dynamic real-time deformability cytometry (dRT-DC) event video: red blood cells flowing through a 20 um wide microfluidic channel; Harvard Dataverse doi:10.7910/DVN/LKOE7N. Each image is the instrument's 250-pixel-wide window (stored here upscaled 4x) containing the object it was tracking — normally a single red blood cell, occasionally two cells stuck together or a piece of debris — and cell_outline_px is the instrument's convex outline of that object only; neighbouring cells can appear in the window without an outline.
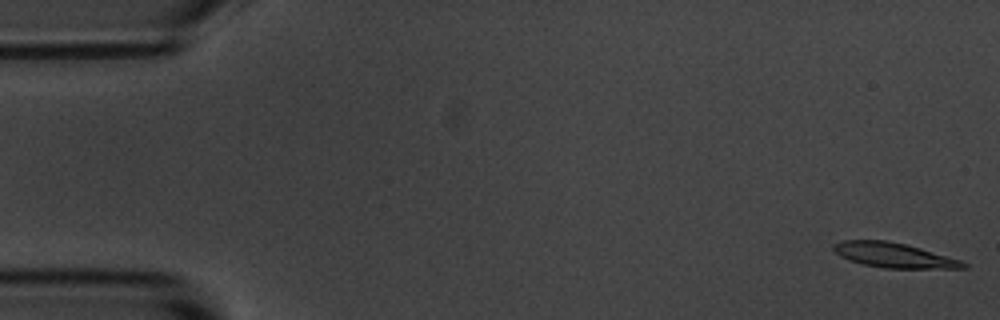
{"species": "common noctule bat (a hibernating species)", "species_latin": "Nyctalus noctula", "temperature_condition": "room temperature", "stored_images_in_passage": 55, "segment_of_instrument_passage": [1, 2], "camera_frame_rate_fps": 3000, "um_per_image_px": 0.085, "animal": {"sex": "male", "body_mass_g": 20.1, "forearm_length_mm": 53.5}, "frame": {"image": 1, "passage_image": 1, "time_ms": 0.0, "image_size_px": [1000, 320], "cell_outline_px": [[968, 268], [884, 268], [864, 264], [848, 260], [840, 256], [832, 248], [832, 244], [844, 240], [888, 240], [920, 248], [960, 260], [968, 264]], "centroid_in_image_um": [75.95, 21.69], "position_along_channel_um": 9.1, "area_um2": 18.61}}
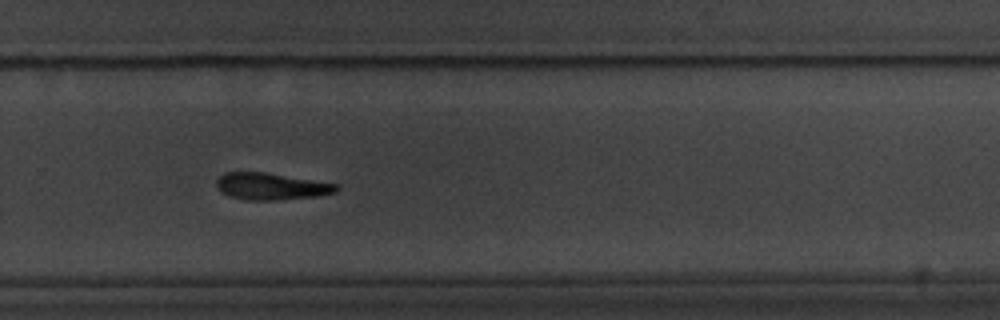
{"frame": {"image": 2, "passage_image": 36, "time_ms": 11.667, "image_size_px": [1000, 320], "cell_outline_px": [[340, 188], [336, 192], [320, 196], [276, 200], [248, 200], [228, 196], [220, 192], [216, 188], [216, 180], [224, 172], [264, 172], [340, 184]], "centroid_in_image_um": [23.06, 15.84], "position_along_channel_um": 306.7, "area_um2": 19.02}}
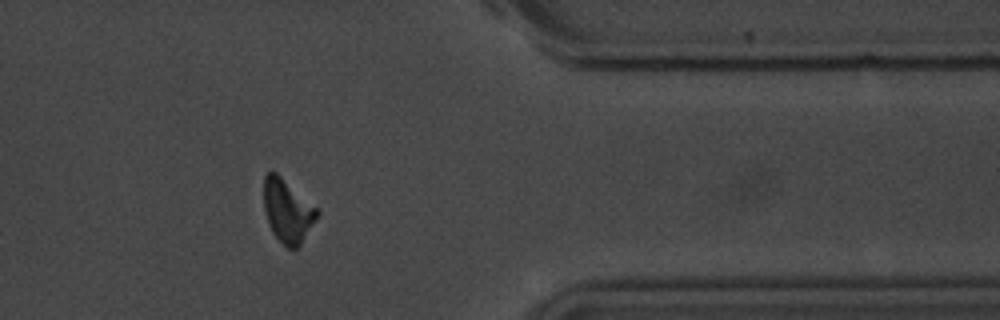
{"frame": {"image": 3, "passage_image": 44, "time_ms": 14.333, "image_size_px": [1000, 320], "cell_outline_px": [[320, 212], [316, 220], [300, 244], [296, 248], [288, 248], [272, 232], [268, 224], [264, 208], [264, 176], [268, 172], [276, 172], [320, 208]], "centroid_in_image_um": [24.47, 17.89], "position_along_channel_um": 386.9, "area_um2": 19.71}}